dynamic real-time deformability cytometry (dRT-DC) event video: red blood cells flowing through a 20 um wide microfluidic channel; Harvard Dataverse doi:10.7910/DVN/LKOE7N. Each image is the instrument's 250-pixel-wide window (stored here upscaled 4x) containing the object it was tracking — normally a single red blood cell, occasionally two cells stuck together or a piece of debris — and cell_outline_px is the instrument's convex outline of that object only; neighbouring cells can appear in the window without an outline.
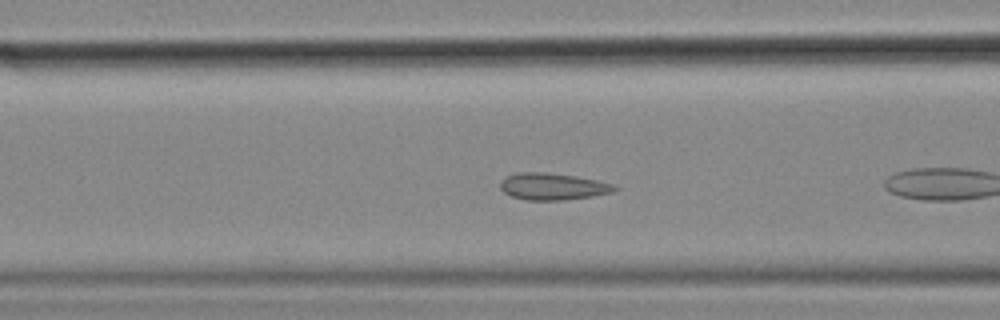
{"species": "common noctule bat (a hibernating species)", "species_latin": "Nyctalus noctula", "temperature_condition": "cold", "stored_images_in_passage": 18, "camera_frame_rate_fps": 3000, "um_per_image_px": 0.085, "animal": {"sex": "female", "body_mass_g": 18.4}, "frame": {"image": 1, "passage_image": 6, "time_ms": 1.667, "image_size_px": [1000, 320], "cell_outline_px": [[620, 188], [612, 192], [592, 196], [560, 200], [528, 200], [512, 196], [504, 192], [500, 188], [500, 180], [504, 176], [516, 172], [544, 172], [576, 176], [616, 184]], "centroid_in_image_um": [46.97, 15.84], "position_along_channel_um": 119.6, "area_um2": 17.98}}